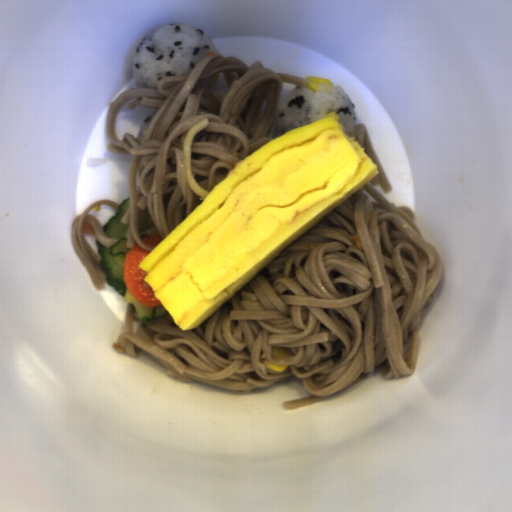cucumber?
Wrapping results in <instances>:
<instances>
[{"mask_svg": "<svg viewBox=\"0 0 512 512\" xmlns=\"http://www.w3.org/2000/svg\"><path fill=\"white\" fill-rule=\"evenodd\" d=\"M131 208L129 197L118 207L117 212L103 226L105 237L118 239L112 247H105L95 240L96 250L99 255V265L106 274V283L114 288L123 297H126L127 286L124 281L123 269L127 253L131 250L127 246V234L129 225L123 224L122 219Z\"/></svg>", "mask_w": 512, "mask_h": 512, "instance_id": "8b760119", "label": "cucumber"}, {"mask_svg": "<svg viewBox=\"0 0 512 512\" xmlns=\"http://www.w3.org/2000/svg\"><path fill=\"white\" fill-rule=\"evenodd\" d=\"M169 313L170 312L164 305L157 308H151L143 304L142 310H134L133 315L139 320L140 324L144 328L147 327L151 321L158 318H165Z\"/></svg>", "mask_w": 512, "mask_h": 512, "instance_id": "586b57bf", "label": "cucumber"}, {"mask_svg": "<svg viewBox=\"0 0 512 512\" xmlns=\"http://www.w3.org/2000/svg\"><path fill=\"white\" fill-rule=\"evenodd\" d=\"M154 226H155L154 221H153L148 209H145L140 217V222H139L140 233H147L149 231H152Z\"/></svg>", "mask_w": 512, "mask_h": 512, "instance_id": "888e309b", "label": "cucumber"}]
</instances>
